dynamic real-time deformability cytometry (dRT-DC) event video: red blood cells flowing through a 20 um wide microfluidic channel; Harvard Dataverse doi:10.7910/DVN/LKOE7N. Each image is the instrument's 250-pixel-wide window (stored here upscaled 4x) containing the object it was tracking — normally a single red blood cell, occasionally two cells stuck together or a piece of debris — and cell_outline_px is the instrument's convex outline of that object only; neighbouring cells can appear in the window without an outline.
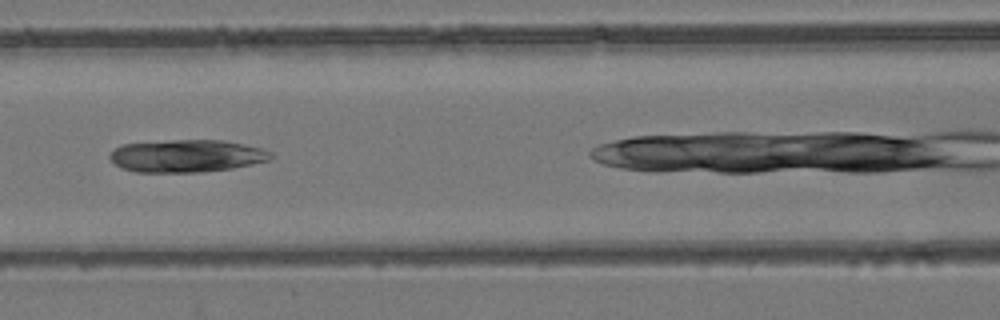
{"species": "common noctule bat (a hibernating species)", "species_latin": "Nyctalus noctula", "temperature_condition": "room temperature", "stored_images_in_passage": 4, "camera_frame_rate_fps": 3000, "um_per_image_px": 0.085, "animal": {"sex": "female", "body_mass_g": 24.6, "forearm_length_mm": 56.2}, "frame": {"image": 1, "passage_image": 3, "time_ms": 2.333, "image_size_px": [1000, 320], "cell_outline_px": [[272, 160], [232, 168], [204, 172], [136, 172], [120, 168], [108, 156], [116, 148], [124, 144], [172, 140], [224, 140], [264, 148], [272, 152]], "centroid_in_image_um": [15.92, 13.25], "position_along_channel_um": 150.7, "area_um2": 30.63}}